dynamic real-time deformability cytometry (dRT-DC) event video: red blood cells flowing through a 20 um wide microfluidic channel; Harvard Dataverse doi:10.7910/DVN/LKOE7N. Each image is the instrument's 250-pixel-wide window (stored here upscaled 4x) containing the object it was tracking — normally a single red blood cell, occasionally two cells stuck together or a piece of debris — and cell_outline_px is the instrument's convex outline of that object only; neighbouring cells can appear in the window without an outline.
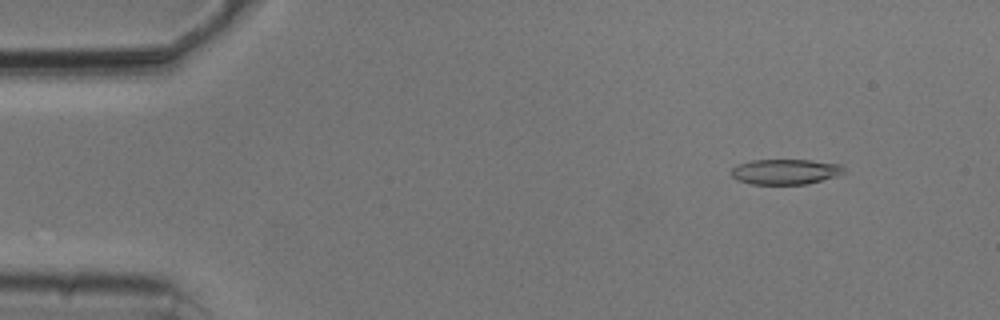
{"species": "common noctule bat (a hibernating species)", "species_latin": "Nyctalus noctula", "temperature_condition": "cold", "stored_images_in_passage": 53, "camera_frame_rate_fps": 3000, "um_per_image_px": 0.085, "animal": {"sex": "male", "body_mass_g": 20.5, "forearm_length_mm": 52.5}, "frame": {"image": 1, "passage_image": 6, "time_ms": 1.667, "image_size_px": [1000, 320], "cell_outline_px": [[844, 172], [836, 176], [808, 184], [752, 184], [736, 180], [728, 172], [732, 168], [740, 164], [752, 160], [812, 160], [840, 164], [844, 168]], "centroid_in_image_um": [66.73, 14.6], "position_along_channel_um": 18.3, "area_um2": 16.65}}
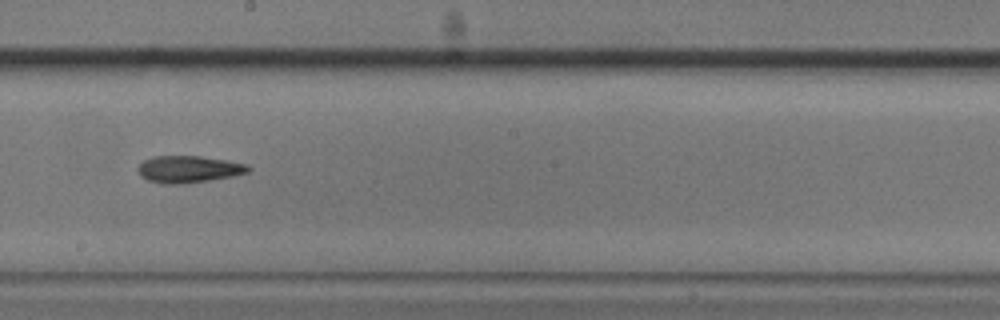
{"frame": {"image": 2, "passage_image": 30, "time_ms": 9.667, "image_size_px": [1000, 320], "cell_outline_px": [[252, 168], [248, 172], [232, 176], [208, 180], [180, 184], [164, 184], [148, 180], [140, 176], [136, 168], [144, 160], [152, 156], [200, 156], [248, 164]], "centroid_in_image_um": [16.01, 14.38], "position_along_channel_um": 232.2, "area_um2": 17.28}}
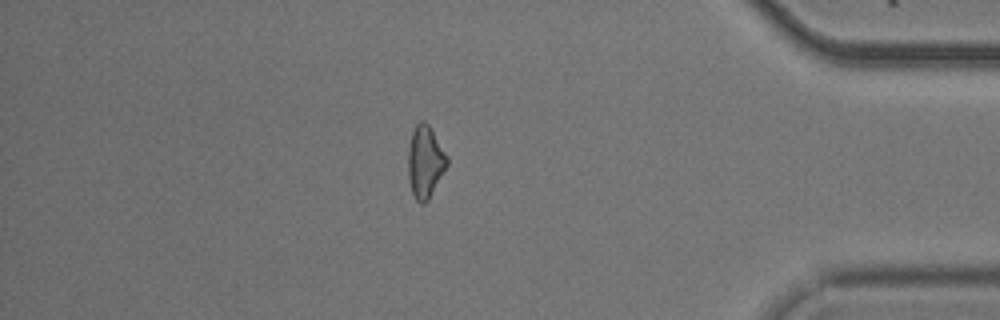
{"frame": {"image": 3, "passage_image": 46, "time_ms": 15.0, "image_size_px": [1000, 320], "cell_outline_px": [[448, 164], [428, 200], [424, 204], [420, 204], [416, 200], [412, 192], [408, 176], [408, 148], [412, 132], [416, 124], [420, 120], [424, 120], [428, 124], [448, 156]], "centroid_in_image_um": [36.13, 13.75], "position_along_channel_um": 399.1, "area_um2": 16.36}, "authors_computed_cell_mechanics": {"area_um2": 17.051, "velocity_mm_per_s": 3.7906, "shape_relaxation_time_tau1_ms": 5.217, "shape_relaxation_time_tau2_ms": 10.2211, "deformation_change_tau1": 0.1169, "deformation_change_tau2": 0.239}}